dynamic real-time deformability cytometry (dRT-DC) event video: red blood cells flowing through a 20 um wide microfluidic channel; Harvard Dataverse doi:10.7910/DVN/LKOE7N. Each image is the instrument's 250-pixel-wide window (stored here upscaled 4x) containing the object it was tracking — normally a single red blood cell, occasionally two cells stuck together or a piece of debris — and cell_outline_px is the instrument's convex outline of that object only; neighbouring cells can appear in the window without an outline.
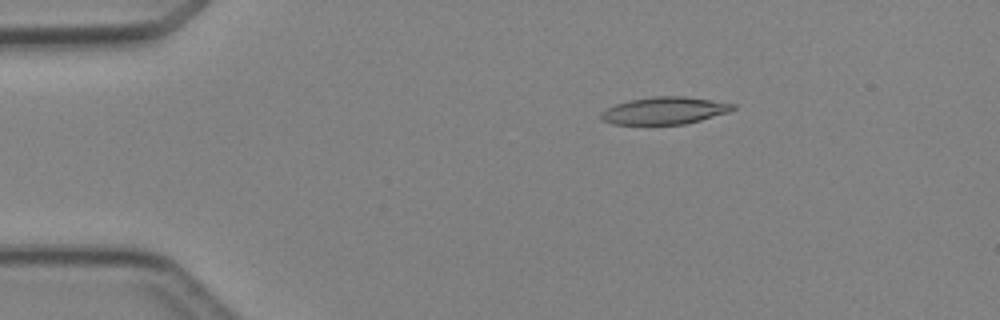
{"species": "Egyptian fruit bat (a non-hibernating species)", "species_latin": "Rousettus aegyptiacus", "temperature_condition": "cold", "stored_images_in_passage": 5, "camera_frame_rate_fps": 3000, "um_per_image_px": 0.085, "animal": {"sex": "female"}, "frame": {"image": 1, "passage_image": 3, "time_ms": 2.333, "image_size_px": [1000, 320], "cell_outline_px": [[736, 108], [728, 112], [700, 120], [684, 124], [612, 124], [600, 120], [600, 112], [616, 104], [628, 100], [652, 96], [684, 96], [736, 104]], "centroid_in_image_um": [56.45, 9.4], "position_along_channel_um": 28.6, "area_um2": 20.92}}
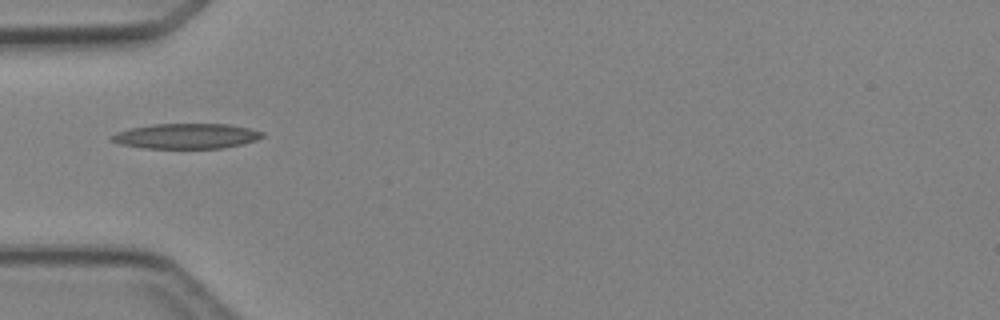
{"frame": {"image": 2, "passage_image": 5, "time_ms": 4.667, "image_size_px": [1000, 320], "cell_outline_px": [[264, 136], [256, 140], [224, 148], [140, 148], [120, 144], [108, 140], [108, 136], [116, 132], [132, 128], [152, 124], [228, 124], [248, 128], [264, 132]], "centroid_in_image_um": [15.78, 11.57], "position_along_channel_um": 69.2, "area_um2": 22.2}}